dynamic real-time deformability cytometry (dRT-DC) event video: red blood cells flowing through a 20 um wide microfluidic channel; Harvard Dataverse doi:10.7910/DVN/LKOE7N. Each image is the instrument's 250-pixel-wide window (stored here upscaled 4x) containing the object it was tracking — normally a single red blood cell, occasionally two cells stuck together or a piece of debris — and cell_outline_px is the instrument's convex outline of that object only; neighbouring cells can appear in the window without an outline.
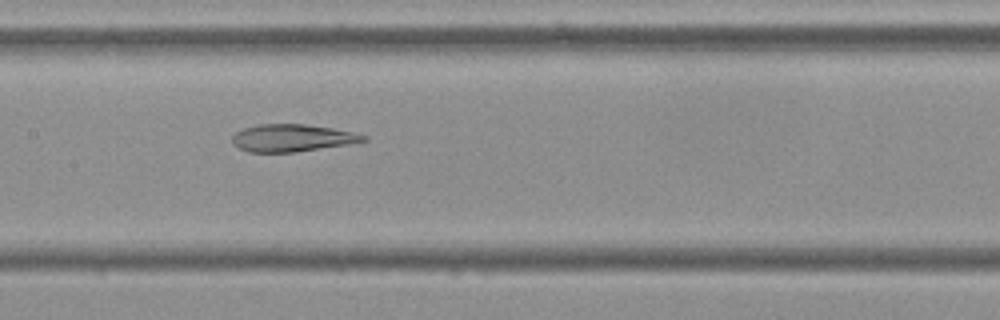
{"species": "Egyptian fruit bat (a non-hibernating species)", "species_latin": "Rousettus aegyptiacus", "temperature_condition": "cold", "stored_images_in_passage": 54, "camera_frame_rate_fps": 3000, "um_per_image_px": 0.085, "frame": {"image": 1, "passage_image": 26, "time_ms": 8.333, "image_size_px": [1000, 320], "cell_outline_px": [[368, 140], [348, 144], [296, 152], [248, 152], [232, 144], [232, 136], [236, 132], [244, 128], [260, 124], [304, 124], [332, 128], [352, 132], [368, 136]], "centroid_in_image_um": [24.82, 11.73], "position_along_channel_um": 182.6, "area_um2": 20.81}}
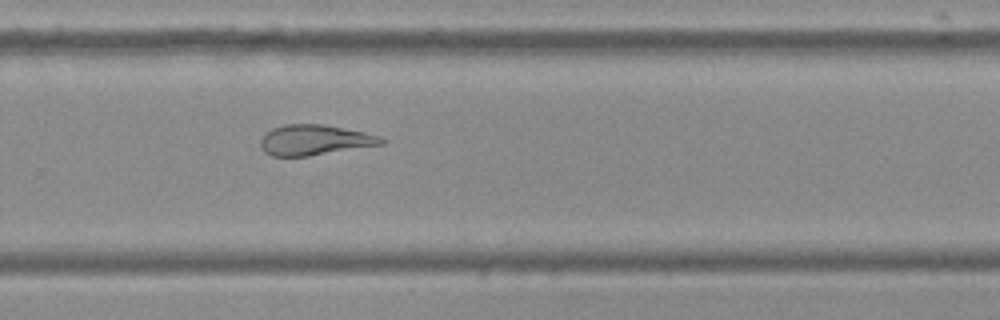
{"frame": {"image": 2, "passage_image": 36, "time_ms": 11.667, "image_size_px": [1000, 320], "cell_outline_px": [[388, 140], [384, 144], [308, 156], [272, 156], [264, 152], [260, 144], [260, 140], [272, 128], [284, 124], [320, 124], [364, 132], [380, 136]], "centroid_in_image_um": [26.76, 11.9], "position_along_channel_um": 303.0, "area_um2": 21.27}}
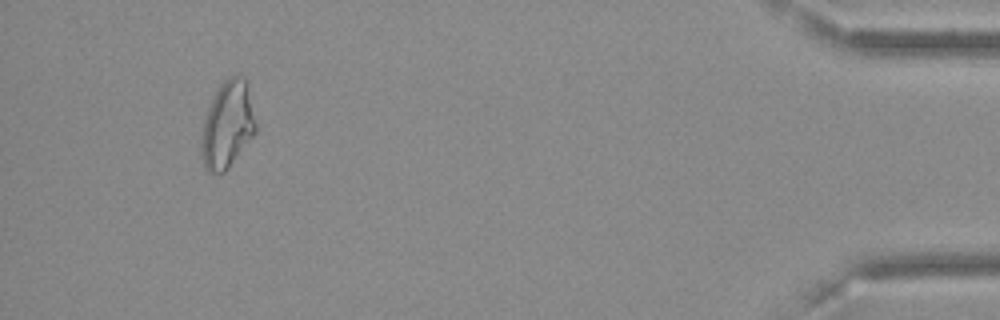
{"frame": {"image": 3, "passage_image": 51, "time_ms": 16.667, "image_size_px": [1000, 320], "cell_outline_px": [[256, 132], [228, 168], [224, 172], [208, 172], [204, 168], [200, 148], [200, 140], [204, 120], [208, 108], [220, 84], [228, 76], [236, 76], [248, 80], [256, 124]], "centroid_in_image_um": [19.33, 10.6], "position_along_channel_um": 415.9, "area_um2": 27.57}, "authors_computed_cell_mechanics": {"area_um2": 24.7962, "velocity_mm_per_s": 3.6288, "shape_relaxation_time_tau1_ms": null, "shape_relaxation_time_tau2_ms": 5.4919, "deformation_change_tau1": null, "deformation_change_tau2": 0.1269}}